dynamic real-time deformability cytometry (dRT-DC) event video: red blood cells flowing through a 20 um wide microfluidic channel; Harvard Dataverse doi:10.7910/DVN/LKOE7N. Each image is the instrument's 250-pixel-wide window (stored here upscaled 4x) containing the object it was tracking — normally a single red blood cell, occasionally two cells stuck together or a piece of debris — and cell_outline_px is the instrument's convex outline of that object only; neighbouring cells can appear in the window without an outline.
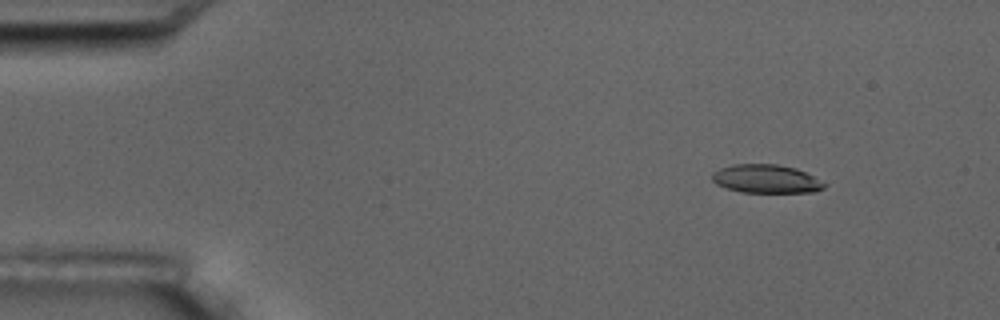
{"species": "common noctule bat (a hibernating species)", "species_latin": "Nyctalus noctula", "temperature_condition": "room temperature", "stored_images_in_passage": 5, "camera_frame_rate_fps": 3000, "um_per_image_px": 0.085, "animal": {"sex": "male", "body_mass_g": 17.5, "forearm_length_mm": 52.3}, "frame": {"image": 1, "passage_image": 2, "time_ms": 1.333, "image_size_px": [1000, 320], "cell_outline_px": [[828, 184], [824, 188], [816, 192], [740, 192], [716, 184], [712, 180], [712, 172], [720, 168], [732, 164], [776, 164], [796, 168]], "centroid_in_image_um": [65.12, 15.2], "position_along_channel_um": 19.9, "area_um2": 18.61}}
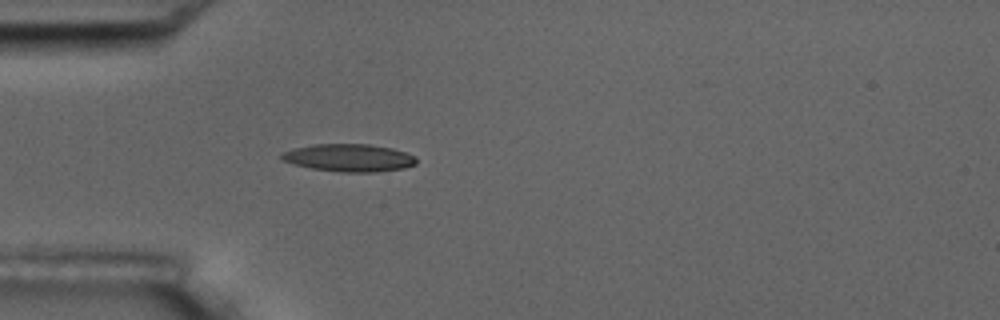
{"frame": {"image": 2, "passage_image": 5, "time_ms": 4.667, "image_size_px": [1000, 320], "cell_outline_px": [[416, 164], [404, 168], [372, 172], [340, 172], [312, 168], [296, 164], [284, 160], [280, 156], [280, 152], [312, 144], [368, 144], [392, 148], [416, 156]], "centroid_in_image_um": [29.68, 13.4], "position_along_channel_um": 55.3, "area_um2": 21.5}}